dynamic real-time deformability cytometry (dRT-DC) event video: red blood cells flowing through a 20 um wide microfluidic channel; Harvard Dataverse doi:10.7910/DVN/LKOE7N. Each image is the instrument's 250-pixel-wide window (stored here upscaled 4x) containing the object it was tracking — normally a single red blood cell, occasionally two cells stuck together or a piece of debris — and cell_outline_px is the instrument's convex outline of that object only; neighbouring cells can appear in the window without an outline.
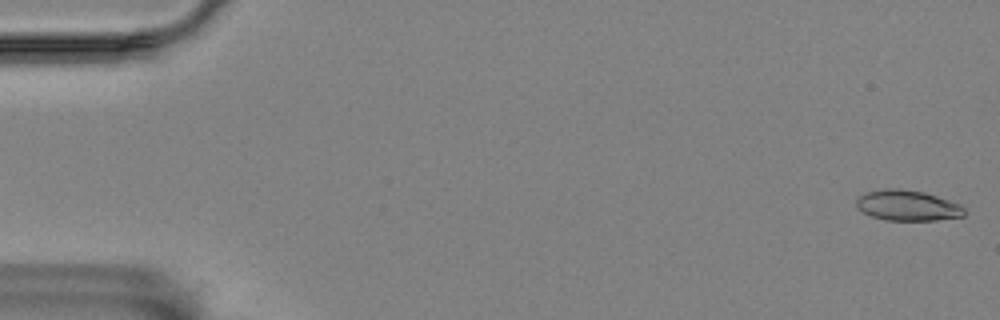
{"species": "Egyptian fruit bat (a non-hibernating species)", "species_latin": "Rousettus aegyptiacus", "temperature_condition": "room temperature", "stored_images_in_passage": 5, "camera_frame_rate_fps": 3000, "um_per_image_px": 0.085, "animal": {"sex": "female"}, "frame": {"image": 1, "passage_image": 5, "time_ms": 5.333, "image_size_px": [1000, 320], "cell_outline_px": [[968, 212], [964, 216], [936, 220], [884, 220], [872, 216], [856, 208], [856, 200], [864, 192], [884, 188], [900, 188], [924, 192], [960, 204]], "centroid_in_image_um": [77.14, 17.46], "position_along_channel_um": 7.9, "area_um2": 19.36}}